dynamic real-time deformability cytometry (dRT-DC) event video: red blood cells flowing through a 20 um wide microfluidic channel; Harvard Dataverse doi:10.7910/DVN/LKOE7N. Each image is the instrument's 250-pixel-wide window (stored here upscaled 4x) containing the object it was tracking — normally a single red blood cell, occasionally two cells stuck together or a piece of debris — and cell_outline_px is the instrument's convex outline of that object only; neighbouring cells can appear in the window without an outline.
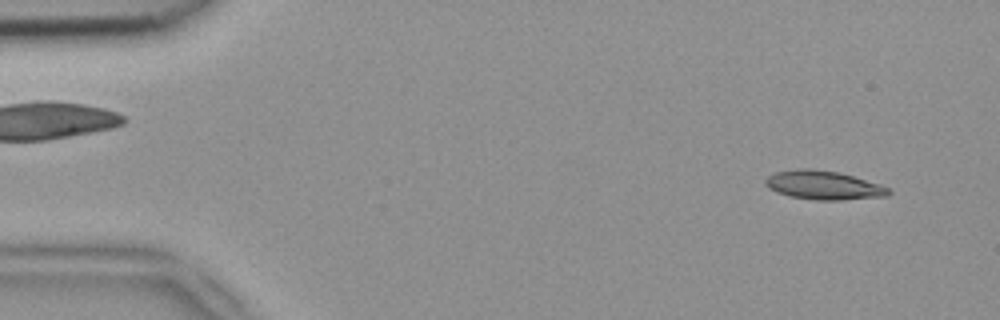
{"species": "common noctule bat (a hibernating species)", "species_latin": "Nyctalus noctula", "temperature_condition": "room temperature", "stored_images_in_passage": 50, "camera_frame_rate_fps": 3000, "um_per_image_px": 0.085, "animal": {"sex": "female", "body_mass_g": 18.4}, "frame": {"image": 1, "passage_image": 3, "time_ms": 0.667, "image_size_px": [1000, 320], "cell_outline_px": [[892, 192], [888, 196], [840, 200], [816, 200], [788, 196], [776, 192], [768, 188], [764, 184], [764, 180], [768, 176], [776, 172], [800, 168], [812, 168], [840, 172], [880, 184], [892, 188]], "centroid_in_image_um": [70.01, 15.74], "position_along_channel_um": 15.0, "area_um2": 20.98}}
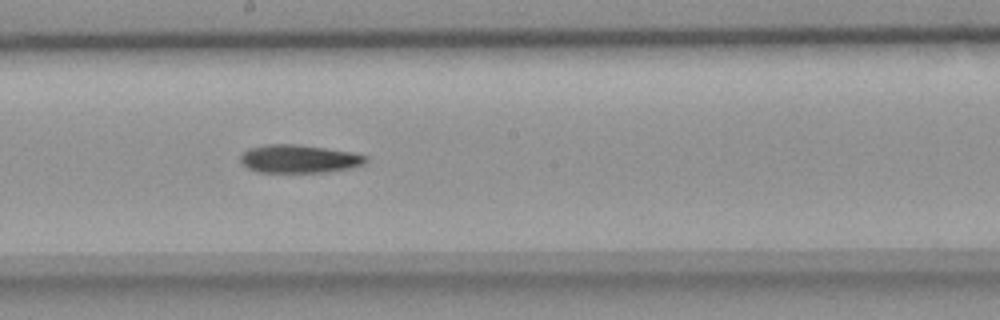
{"frame": {"image": 2, "passage_image": 27, "time_ms": 8.667, "image_size_px": [1000, 320], "cell_outline_px": [[368, 160], [364, 164], [352, 168], [328, 172], [256, 172], [248, 168], [240, 160], [240, 156], [248, 148], [268, 144], [296, 144], [352, 152], [368, 156]], "centroid_in_image_um": [25.44, 13.51], "position_along_channel_um": 222.8, "area_um2": 20.63}}
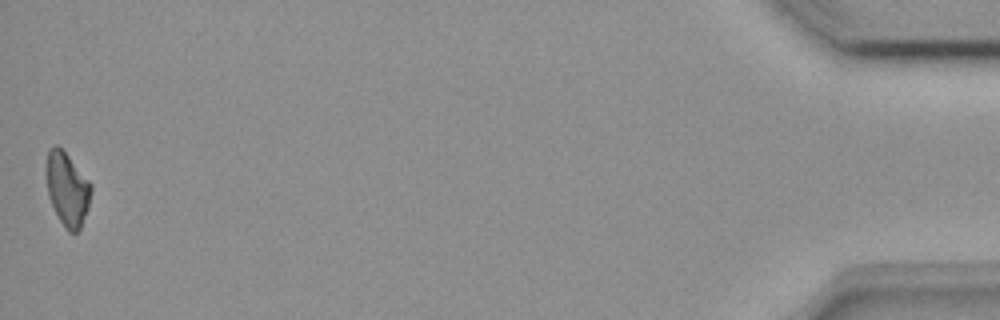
{"frame": {"image": 3, "passage_image": 50, "time_ms": 16.333, "image_size_px": [1000, 320], "cell_outline_px": [[92, 192], [88, 208], [80, 228], [76, 232], [68, 232], [64, 228], [48, 196], [44, 172], [44, 168], [48, 148], [56, 144], [68, 156], [92, 184]], "centroid_in_image_um": [5.68, 16.04], "position_along_channel_um": 429.5, "area_um2": 19.42}}